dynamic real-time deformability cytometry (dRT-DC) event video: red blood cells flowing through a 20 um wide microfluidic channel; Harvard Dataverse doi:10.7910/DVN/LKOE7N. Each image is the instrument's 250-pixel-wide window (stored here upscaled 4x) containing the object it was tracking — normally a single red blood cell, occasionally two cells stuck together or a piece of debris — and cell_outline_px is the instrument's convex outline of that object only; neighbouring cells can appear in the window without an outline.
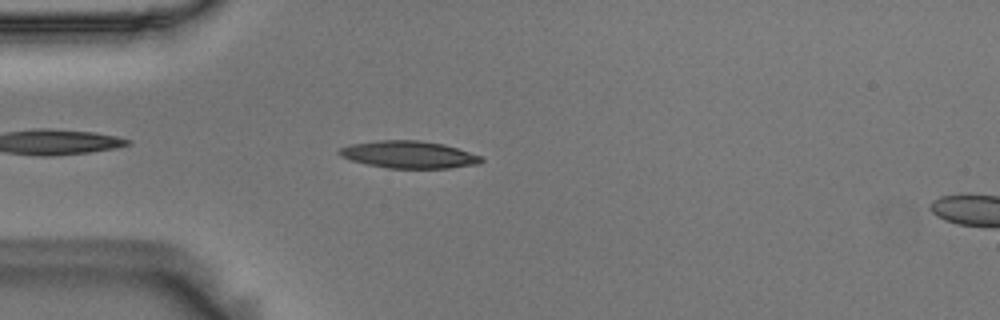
{"species": "Egyptian fruit bat (a non-hibernating species)", "species_latin": "Rousettus aegyptiacus", "temperature_condition": "room temperature", "stored_images_in_passage": 30, "camera_frame_rate_fps": 3000, "um_per_image_px": 0.085, "animal": {"sex": "male"}, "frame": {"image": 1, "passage_image": 5, "time_ms": 1.333, "image_size_px": [1000, 320], "cell_outline_px": [[484, 160], [480, 164], [448, 168], [388, 168], [368, 164], [352, 160], [340, 156], [336, 152], [340, 148], [348, 144], [376, 140], [420, 140], [444, 144], [480, 156]], "centroid_in_image_um": [34.72, 13.13], "position_along_channel_um": 50.3, "area_um2": 22.54}}
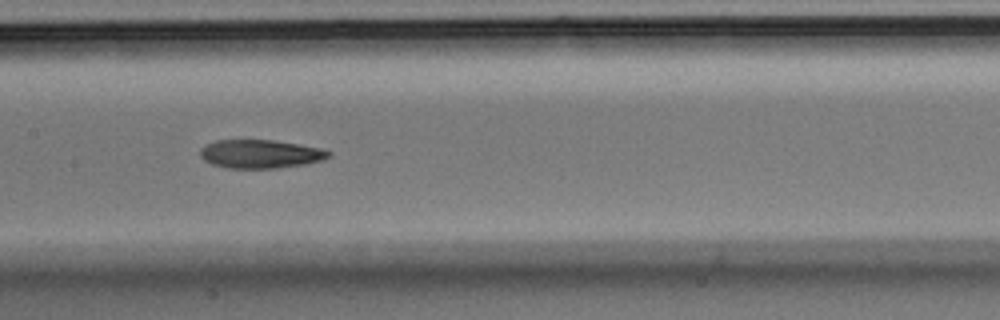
{"frame": {"image": 2, "passage_image": 17, "time_ms": 5.333, "image_size_px": [1000, 320], "cell_outline_px": [[332, 156], [324, 160], [308, 164], [276, 168], [228, 168], [212, 164], [204, 160], [200, 156], [200, 148], [204, 144], [216, 140], [272, 140], [320, 148], [332, 152]], "centroid_in_image_um": [22.14, 13.09], "position_along_channel_um": 185.3, "area_um2": 21.5}}
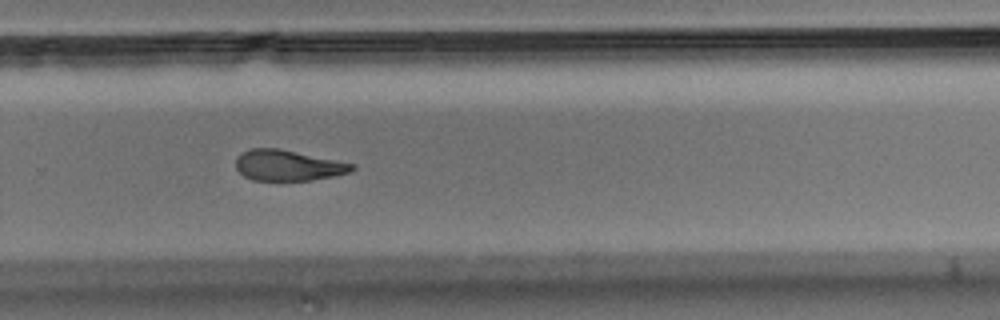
{"frame": {"image": 3, "passage_image": 27, "time_ms": 8.667, "image_size_px": [1000, 320], "cell_outline_px": [[356, 168], [348, 172], [332, 176], [312, 180], [252, 180], [244, 176], [236, 168], [236, 156], [240, 152], [252, 148], [280, 148], [356, 164]], "centroid_in_image_um": [24.45, 14.04], "position_along_channel_um": 305.3, "area_um2": 20.87}}